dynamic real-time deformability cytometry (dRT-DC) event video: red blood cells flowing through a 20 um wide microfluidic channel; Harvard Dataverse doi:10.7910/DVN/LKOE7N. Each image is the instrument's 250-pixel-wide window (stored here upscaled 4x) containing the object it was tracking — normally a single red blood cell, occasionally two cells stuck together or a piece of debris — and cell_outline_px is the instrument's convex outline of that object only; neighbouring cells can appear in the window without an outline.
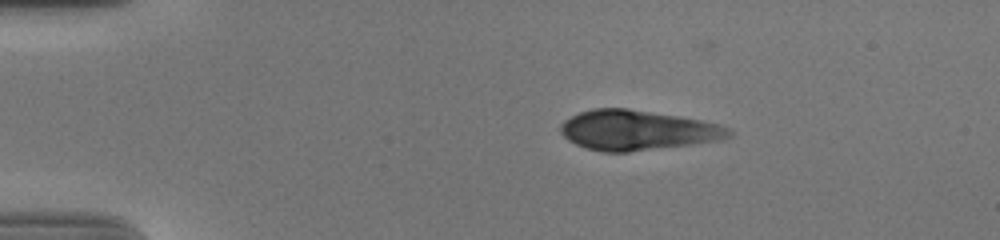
{"species": "human", "species_latin": "Homo sapiens", "temperature_condition": "cold", "stored_images_in_passage": 46, "camera_frame_rate_fps": 3000, "um_per_image_px": 0.085, "donor": {"sex": "male"}, "frame": {"image": 1, "passage_image": 1, "time_ms": 0.0, "image_size_px": [1000, 240], "cell_outline_px": [[732, 136], [724, 140], [628, 152], [604, 152], [588, 148], [576, 144], [568, 140], [560, 132], [560, 124], [564, 120], [580, 112], [592, 108], [628, 108], [700, 120], [720, 124], [728, 128], [732, 132]], "centroid_in_image_um": [54.18, 11.07], "position_along_channel_um": 30.8, "area_um2": 39.13}}
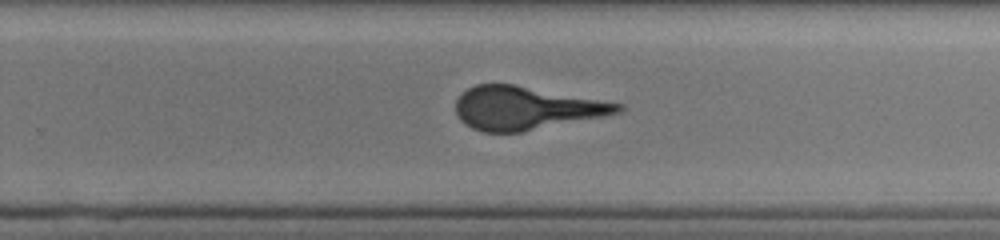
{"frame": {"image": 2, "passage_image": 27, "time_ms": 8.667, "image_size_px": [1000, 240], "cell_outline_px": [[624, 108], [620, 112], [520, 132], [484, 132], [472, 128], [464, 124], [460, 120], [456, 112], [456, 100], [468, 88], [476, 84], [512, 84], [624, 104]], "centroid_in_image_um": [44.64, 9.18], "position_along_channel_um": 285.2, "area_um2": 40.06}}
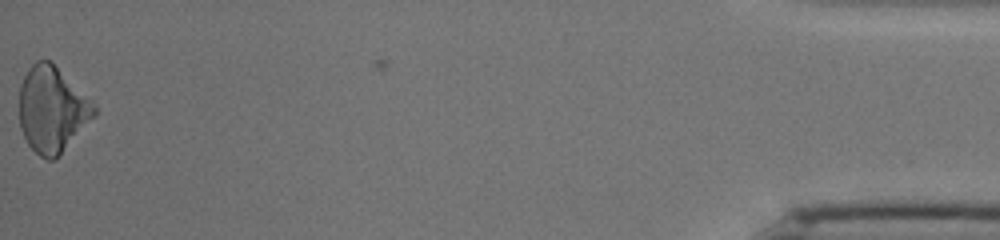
{"frame": {"image": 3, "passage_image": 46, "time_ms": 15.0, "image_size_px": [1000, 240], "cell_outline_px": [[96, 116], [60, 156], [56, 160], [48, 160], [40, 156], [28, 144], [20, 128], [20, 84], [28, 68], [36, 60], [52, 60], [96, 108]], "centroid_in_image_um": [4.42, 9.33], "position_along_channel_um": 430.8, "area_um2": 37.45}}